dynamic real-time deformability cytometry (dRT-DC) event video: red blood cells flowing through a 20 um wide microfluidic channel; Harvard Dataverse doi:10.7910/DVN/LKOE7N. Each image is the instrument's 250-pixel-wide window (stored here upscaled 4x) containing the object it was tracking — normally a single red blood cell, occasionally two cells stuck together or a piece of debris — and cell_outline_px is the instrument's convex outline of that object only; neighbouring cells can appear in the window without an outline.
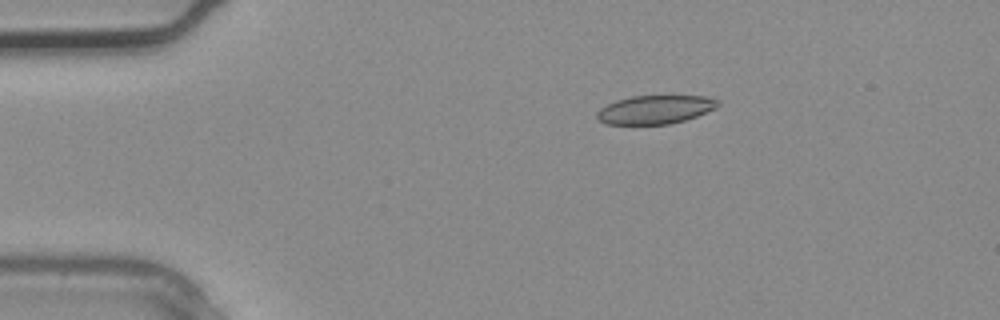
{"species": "common noctule bat (a hibernating species)", "species_latin": "Nyctalus noctula", "temperature_condition": "warm", "stored_images_in_passage": 2, "camera_frame_rate_fps": 3000, "um_per_image_px": 0.085, "animal": {"sex": "male", "body_mass_g": 20.4}, "frame": {"image": 1, "passage_image": 2, "time_ms": 0.333, "image_size_px": [1000, 320], "cell_outline_px": [[720, 104], [716, 108], [696, 116], [684, 120], [668, 124], [604, 124], [596, 116], [596, 112], [600, 108], [616, 100], [632, 96], [704, 96], [720, 100]], "centroid_in_image_um": [55.69, 9.31], "position_along_channel_um": 29.3, "area_um2": 20.06}}